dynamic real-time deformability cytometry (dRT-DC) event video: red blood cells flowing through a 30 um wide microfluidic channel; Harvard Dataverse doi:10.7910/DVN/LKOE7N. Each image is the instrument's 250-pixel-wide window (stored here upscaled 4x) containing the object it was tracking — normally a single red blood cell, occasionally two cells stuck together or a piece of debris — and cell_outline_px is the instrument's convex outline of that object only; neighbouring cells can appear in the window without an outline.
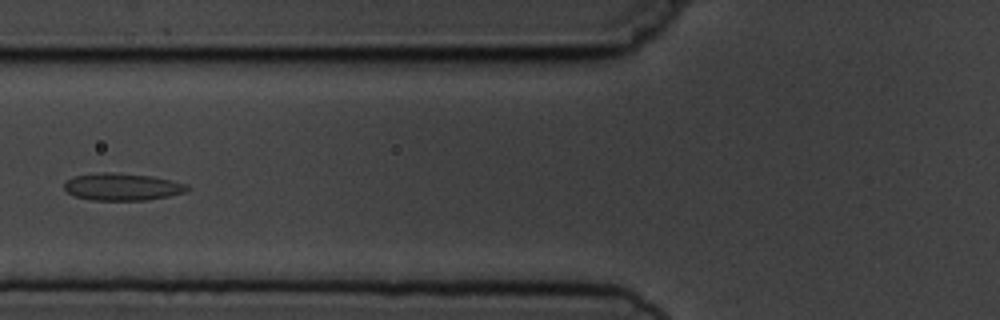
{"species": "common noctule bat (a hibernating species)", "species_latin": "Nyctalus noctula", "temperature_condition": "cold", "stored_images_in_passage": 7, "camera_frame_rate_fps": 3000, "um_per_image_px": 0.085, "animal": {"sex": "male", "body_mass_g": 19.5, "forearm_length_mm": 54.6}, "frame": {"image": 1, "passage_image": 4, "time_ms": 3.667, "image_size_px": [1000, 320], "cell_outline_px": [[192, 188], [188, 192], [168, 196], [144, 200], [92, 200], [72, 196], [64, 188], [64, 180], [72, 176], [96, 172], [112, 172], [152, 176], [172, 180], [188, 184]], "centroid_in_image_um": [10.39, 15.87], "position_along_channel_um": 115.4, "area_um2": 19.94}}
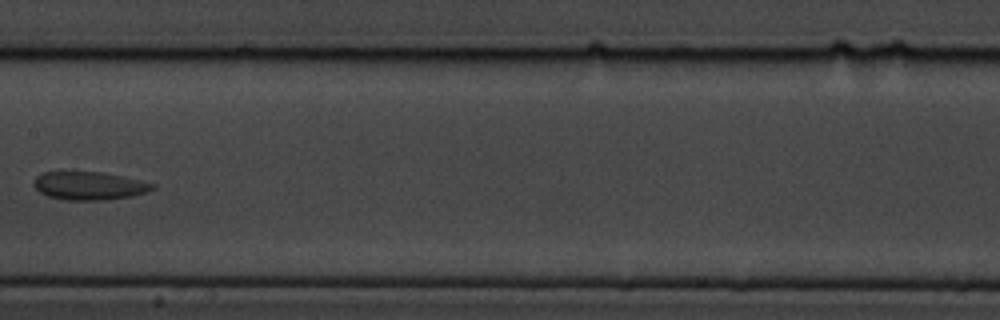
{"frame": {"image": 2, "passage_image": 6, "time_ms": 6.0, "image_size_px": [1000, 320], "cell_outline_px": [[156, 188], [132, 196], [108, 200], [64, 200], [48, 196], [40, 192], [32, 184], [36, 176], [44, 172], [100, 172], [120, 176], [156, 184]], "centroid_in_image_um": [7.56, 15.8], "position_along_channel_um": 199.8, "area_um2": 19.36}}
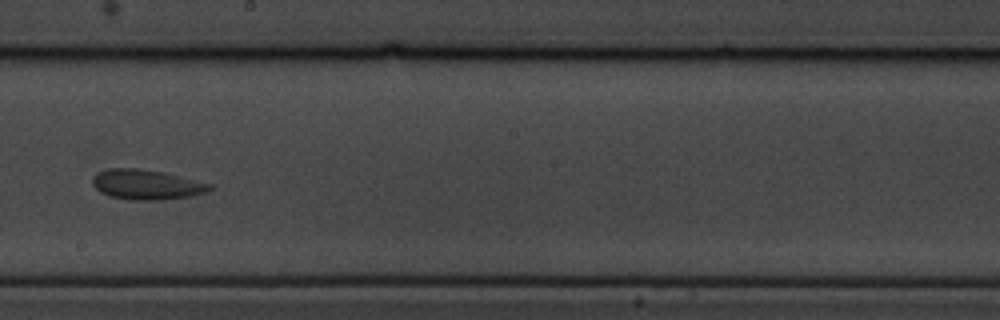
{"frame": {"image": 3, "passage_image": 7, "time_ms": 7.0, "image_size_px": [1000, 320], "cell_outline_px": [[212, 188], [204, 192], [192, 196], [160, 200], [128, 200], [108, 196], [100, 192], [92, 184], [92, 176], [96, 172], [108, 168], [136, 168], [164, 172], [212, 184]], "centroid_in_image_um": [12.4, 15.69], "position_along_channel_um": 235.8, "area_um2": 20.63}}